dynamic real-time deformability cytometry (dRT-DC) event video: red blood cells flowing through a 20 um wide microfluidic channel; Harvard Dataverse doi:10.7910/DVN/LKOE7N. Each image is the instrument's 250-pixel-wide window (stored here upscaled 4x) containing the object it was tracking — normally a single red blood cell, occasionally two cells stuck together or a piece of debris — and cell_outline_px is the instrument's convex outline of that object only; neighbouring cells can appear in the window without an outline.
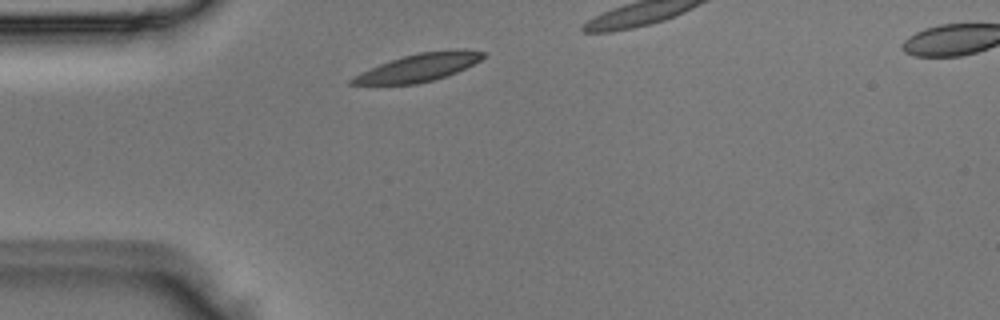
{"species": "Egyptian fruit bat (a non-hibernating species)", "species_latin": "Rousettus aegyptiacus", "temperature_condition": "room temperature", "stored_images_in_passage": 3, "camera_frame_rate_fps": 3000, "um_per_image_px": 0.085, "animal": {"sex": "male"}, "frame": {"image": 1, "passage_image": 1, "time_ms": 0.0, "image_size_px": [1000, 320], "cell_outline_px": [[488, 56], [456, 72], [432, 80], [416, 84], [348, 84], [348, 80], [352, 76], [360, 72], [380, 64], [404, 56], [420, 52], [456, 48], [464, 48], [488, 52]], "centroid_in_image_um": [35.63, 5.71], "position_along_channel_um": 49.4, "area_um2": 21.27}}